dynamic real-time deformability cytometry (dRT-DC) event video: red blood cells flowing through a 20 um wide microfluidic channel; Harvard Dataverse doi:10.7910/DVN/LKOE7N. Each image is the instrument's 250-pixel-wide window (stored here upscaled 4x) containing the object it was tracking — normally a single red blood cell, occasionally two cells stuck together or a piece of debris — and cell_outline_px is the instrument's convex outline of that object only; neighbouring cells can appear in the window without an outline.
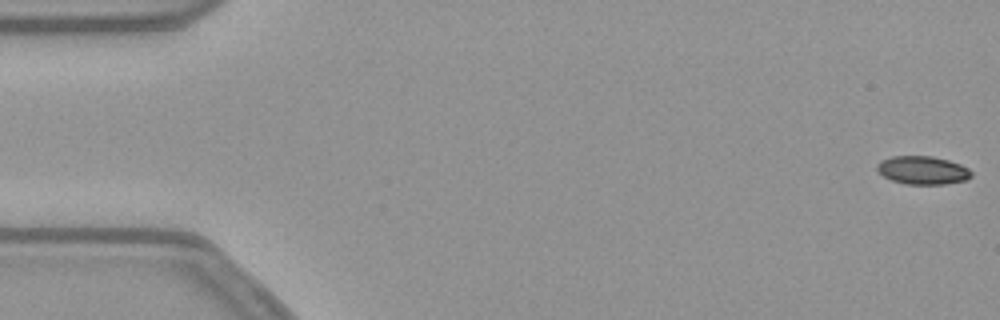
{"species": "common noctule bat (a hibernating species)", "species_latin": "Nyctalus noctula", "temperature_condition": "warm", "stored_images_in_passage": 16, "camera_frame_rate_fps": 3000, "um_per_image_px": 0.085, "animal": {"sex": "female", "body_mass_g": 21.9}, "frame": {"image": 1, "passage_image": 1, "time_ms": 0.0, "image_size_px": [1000, 320], "cell_outline_px": [[972, 176], [964, 180], [944, 184], [904, 184], [892, 180], [884, 176], [876, 168], [876, 164], [880, 160], [892, 156], [932, 156], [948, 160], [960, 164], [968, 168], [972, 172]], "centroid_in_image_um": [78.41, 14.46], "position_along_channel_um": 6.6, "area_um2": 15.49}}